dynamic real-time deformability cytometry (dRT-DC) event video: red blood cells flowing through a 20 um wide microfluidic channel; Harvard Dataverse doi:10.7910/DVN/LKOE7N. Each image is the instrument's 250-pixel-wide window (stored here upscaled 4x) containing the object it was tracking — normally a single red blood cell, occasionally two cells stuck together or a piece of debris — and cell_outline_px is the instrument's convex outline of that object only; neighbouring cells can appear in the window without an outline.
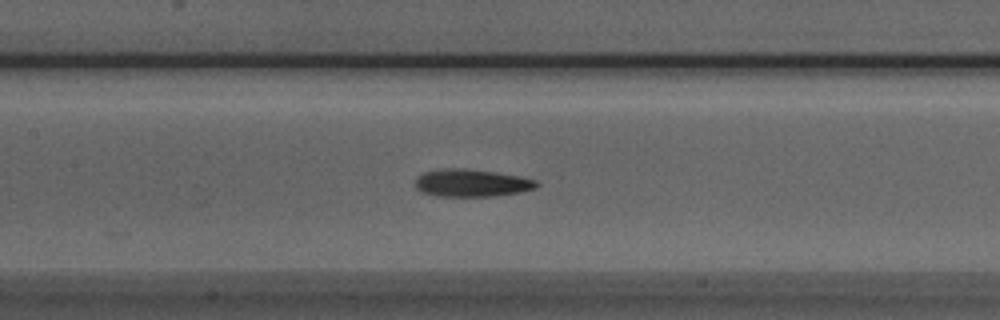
{"species": "Egyptian fruit bat (a non-hibernating species)", "species_latin": "Rousettus aegyptiacus", "temperature_condition": "room temperature", "stored_images_in_passage": 32, "camera_frame_rate_fps": 3000, "um_per_image_px": 0.085, "animal": {"sex": "male"}, "frame": {"image": 1, "passage_image": 12, "time_ms": 3.667, "image_size_px": [1000, 320], "cell_outline_px": [[540, 184], [536, 188], [520, 192], [492, 196], [436, 196], [420, 192], [412, 184], [416, 176], [424, 172], [444, 168], [464, 168], [496, 172], [520, 176], [536, 180]], "centroid_in_image_um": [40.03, 15.55], "position_along_channel_um": 167.4, "area_um2": 19.77}}
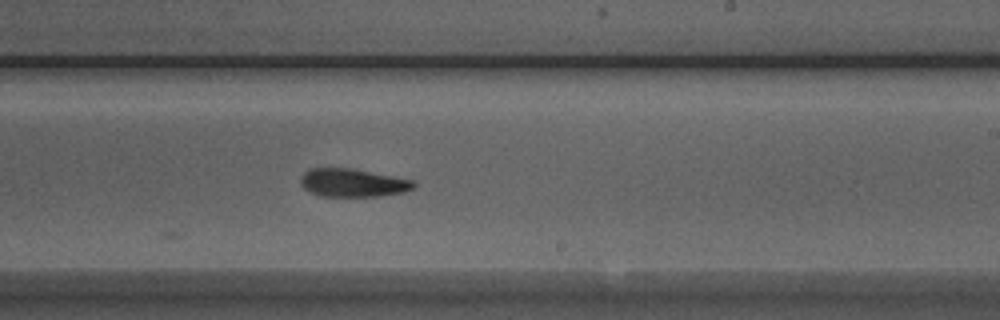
{"frame": {"image": 2, "passage_image": 19, "time_ms": 6.0, "image_size_px": [1000, 320], "cell_outline_px": [[416, 184], [412, 188], [404, 192], [376, 196], [320, 196], [304, 188], [300, 184], [300, 176], [308, 168], [352, 168], [412, 180]], "centroid_in_image_um": [29.93, 15.53], "position_along_channel_um": 259.1, "area_um2": 18.44}}
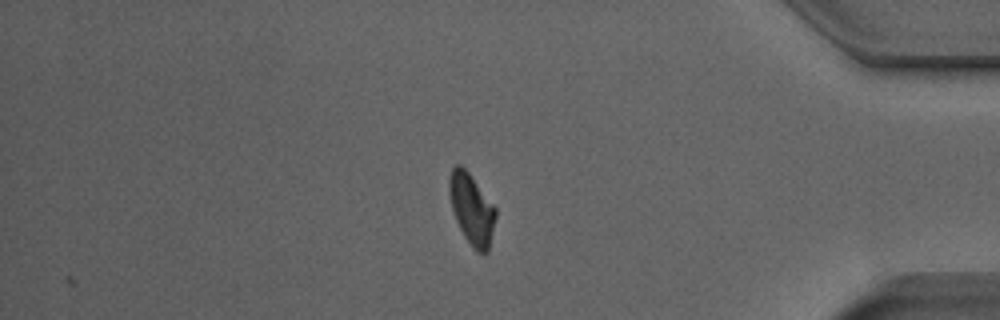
{"frame": {"image": 3, "passage_image": 32, "time_ms": 10.333, "image_size_px": [1000, 320], "cell_outline_px": [[496, 216], [488, 252], [484, 256], [476, 252], [472, 248], [464, 236], [456, 220], [452, 208], [448, 192], [448, 180], [452, 168], [456, 164], [460, 164], [468, 172], [496, 208]], "centroid_in_image_um": [40.09, 17.8], "position_along_channel_um": 395.1, "area_um2": 19.19}}